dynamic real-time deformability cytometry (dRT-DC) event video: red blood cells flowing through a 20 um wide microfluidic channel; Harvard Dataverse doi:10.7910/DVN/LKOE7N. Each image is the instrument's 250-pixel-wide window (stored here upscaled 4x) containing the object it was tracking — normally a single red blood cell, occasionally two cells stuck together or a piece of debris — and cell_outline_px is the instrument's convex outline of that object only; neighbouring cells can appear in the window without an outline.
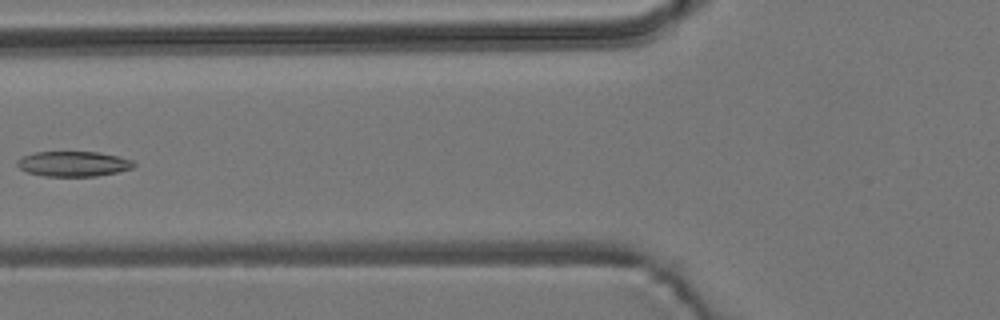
{"species": "common noctule bat (a hibernating species)", "species_latin": "Nyctalus noctula", "temperature_condition": "room temperature", "stored_images_in_passage": 7, "camera_frame_rate_fps": 3000, "um_per_image_px": 0.085, "animal": {"sex": "male", "body_mass_g": 19.2, "forearm_length_mm": 51.8}, "frame": {"image": 1, "passage_image": 6, "time_ms": 1.667, "image_size_px": [1000, 320], "cell_outline_px": [[136, 164], [132, 168], [116, 172], [96, 176], [44, 176], [28, 172], [20, 168], [16, 164], [16, 160], [24, 156], [36, 152], [96, 152], [120, 156], [132, 160]], "centroid_in_image_um": [6.24, 13.92], "position_along_channel_um": 119.6, "area_um2": 16.99}}
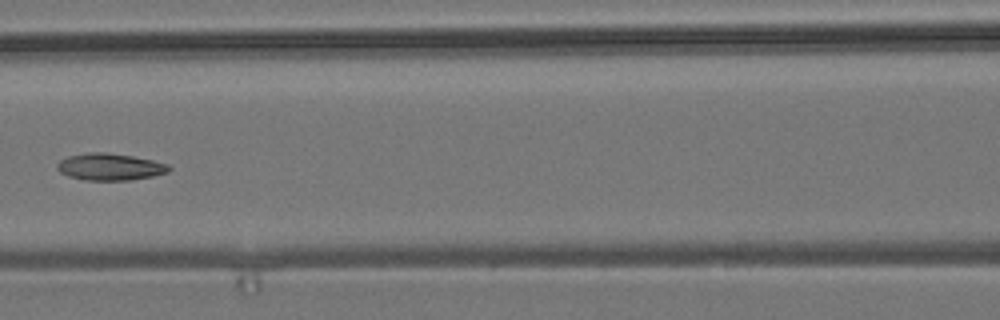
{"frame": {"image": 2, "passage_image": 7, "time_ms": 2.0, "image_size_px": [1000, 320], "cell_outline_px": [[172, 168], [168, 172], [152, 176], [132, 180], [84, 180], [68, 176], [60, 172], [56, 168], [56, 164], [60, 160], [68, 156], [88, 152], [108, 152], [132, 156], [152, 160], [168, 164]], "centroid_in_image_um": [9.33, 14.18], "position_along_channel_um": 157.3, "area_um2": 17.63}}